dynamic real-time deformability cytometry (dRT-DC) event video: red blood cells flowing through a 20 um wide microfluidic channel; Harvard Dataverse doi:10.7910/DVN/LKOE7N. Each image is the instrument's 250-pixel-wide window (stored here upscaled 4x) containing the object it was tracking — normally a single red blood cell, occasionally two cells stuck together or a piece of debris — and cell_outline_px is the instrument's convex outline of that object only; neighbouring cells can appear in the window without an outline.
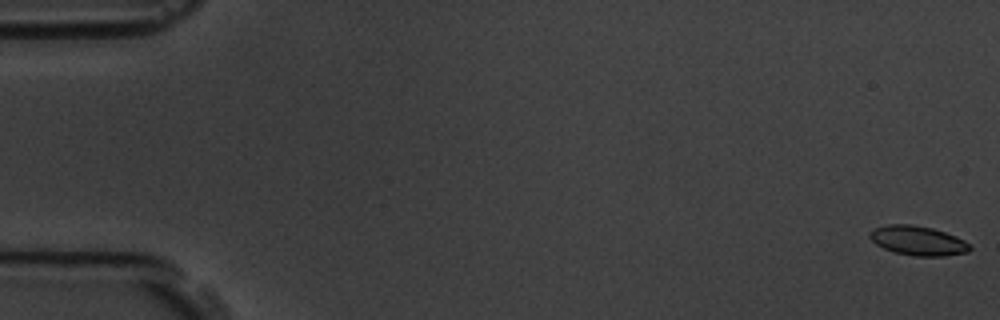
{"species": "common noctule bat (a hibernating species)", "species_latin": "Nyctalus noctula", "temperature_condition": "room temperature", "stored_images_in_passage": 5, "camera_frame_rate_fps": 3000, "um_per_image_px": 0.085, "animal": {"sex": "male", "body_mass_g": 19.5, "forearm_length_mm": 54.6}, "frame": {"image": 1, "passage_image": 1, "time_ms": 0.0, "image_size_px": [1000, 320], "cell_outline_px": [[972, 248], [968, 252], [944, 256], [912, 256], [892, 252], [876, 244], [868, 236], [868, 232], [876, 228], [888, 224], [912, 224], [932, 228], [956, 236], [964, 240]], "centroid_in_image_um": [78.01, 20.46], "position_along_channel_um": 7.0, "area_um2": 17.22}}
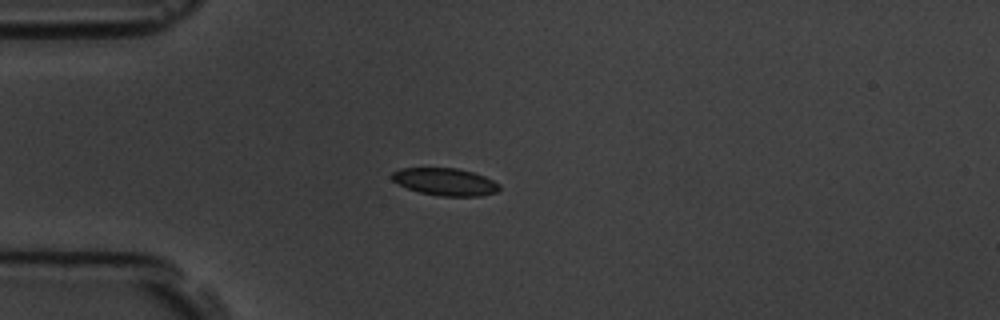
{"frame": {"image": 2, "passage_image": 5, "time_ms": 4.667, "image_size_px": [1000, 320], "cell_outline_px": [[500, 188], [496, 192], [480, 196], [440, 196], [420, 192], [408, 188], [392, 180], [392, 172], [400, 168], [456, 168], [472, 172], [484, 176], [500, 184]], "centroid_in_image_um": [37.85, 15.45], "position_along_channel_um": 47.2, "area_um2": 16.99}}